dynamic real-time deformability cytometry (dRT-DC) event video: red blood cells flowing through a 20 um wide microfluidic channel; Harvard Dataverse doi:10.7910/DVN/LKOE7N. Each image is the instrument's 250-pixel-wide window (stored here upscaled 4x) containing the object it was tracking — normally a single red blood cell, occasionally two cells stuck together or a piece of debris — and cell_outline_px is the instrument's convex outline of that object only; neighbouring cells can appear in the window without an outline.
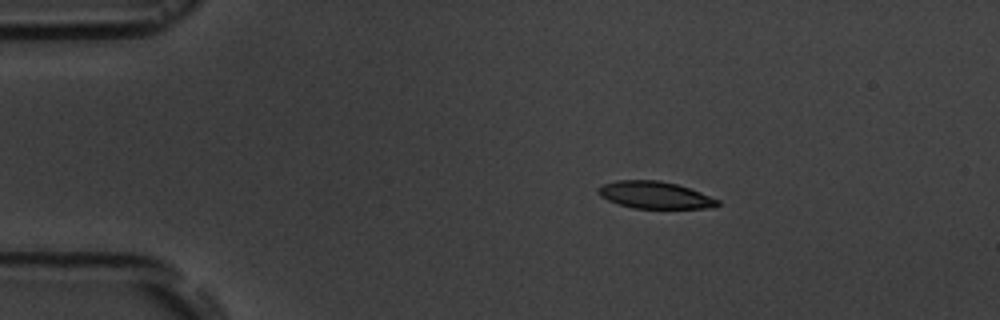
{"species": "common noctule bat (a hibernating species)", "species_latin": "Nyctalus noctula", "temperature_condition": "room temperature", "stored_images_in_passage": 4, "camera_frame_rate_fps": 3000, "um_per_image_px": 0.085, "animal": {"sex": "male", "body_mass_g": 19.5, "forearm_length_mm": 54.6}, "frame": {"image": 1, "passage_image": 2, "time_ms": 1.0, "image_size_px": [1000, 320], "cell_outline_px": [[720, 204], [716, 208], [632, 208], [608, 200], [600, 196], [596, 192], [596, 188], [604, 184], [616, 180], [660, 180], [676, 184], [700, 192], [720, 200]], "centroid_in_image_um": [55.66, 16.58], "position_along_channel_um": 29.3, "area_um2": 18.9}}